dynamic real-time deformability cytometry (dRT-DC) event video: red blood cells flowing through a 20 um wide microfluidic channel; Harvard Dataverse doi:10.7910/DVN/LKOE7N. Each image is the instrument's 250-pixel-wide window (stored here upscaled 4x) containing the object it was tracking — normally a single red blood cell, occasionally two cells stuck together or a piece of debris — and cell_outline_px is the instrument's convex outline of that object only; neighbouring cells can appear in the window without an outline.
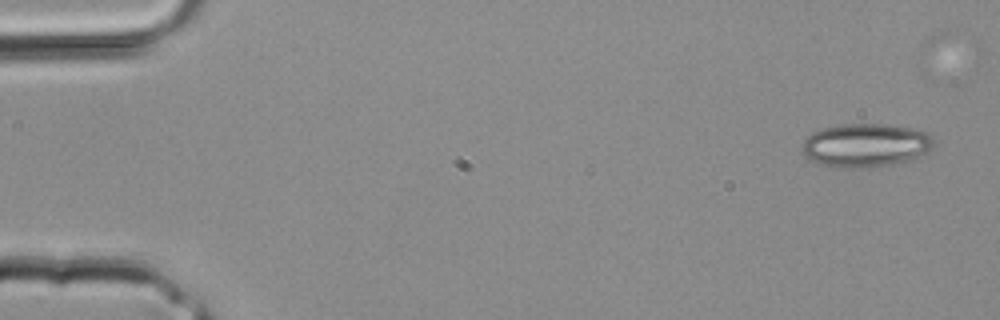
{"species": "common noctule bat (a hibernating species)", "species_latin": "Nyctalus noctula", "temperature_condition": "room temperature", "stored_images_in_passage": 3, "camera_frame_rate_fps": 3000, "um_per_image_px": 0.085, "animal": {"sex": "male", "body_mass_g": 20.4}, "frame": {"image": 1, "passage_image": 1, "time_ms": 0.0, "image_size_px": [1000, 320], "cell_outline_px": [[932, 148], [916, 156], [892, 164], [872, 168], [840, 168], [820, 164], [804, 156], [804, 140], [812, 132], [824, 128], [844, 124], [884, 124], [912, 128], [928, 132], [932, 136]], "centroid_in_image_um": [73.56, 12.35], "position_along_channel_um": 11.4, "area_um2": 33.06}}